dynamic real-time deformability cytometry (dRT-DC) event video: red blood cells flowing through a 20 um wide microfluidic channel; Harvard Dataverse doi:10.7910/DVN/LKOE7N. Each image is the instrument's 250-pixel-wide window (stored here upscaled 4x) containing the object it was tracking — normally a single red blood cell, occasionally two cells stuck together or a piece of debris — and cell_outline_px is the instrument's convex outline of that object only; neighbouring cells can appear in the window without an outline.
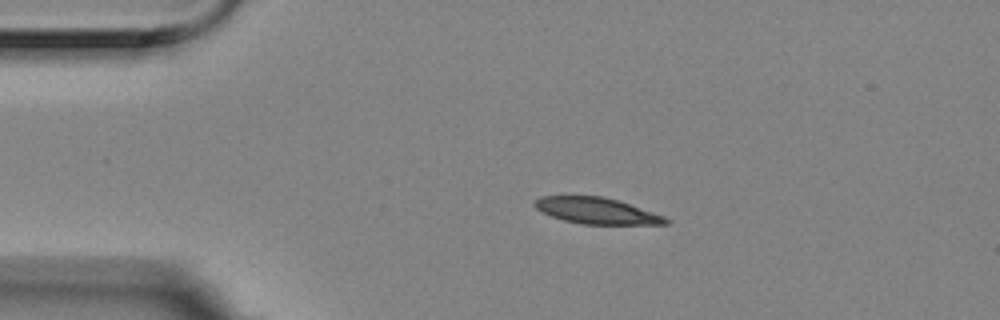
{"species": "Egyptian fruit bat (a non-hibernating species)", "species_latin": "Rousettus aegyptiacus", "temperature_condition": "room temperature", "stored_images_in_passage": 9, "camera_frame_rate_fps": 3000, "um_per_image_px": 0.085, "animal": {"sex": "female"}, "frame": {"image": 1, "passage_image": 1, "time_ms": 0.0, "image_size_px": [1000, 320], "cell_outline_px": [[672, 220], [668, 224], [580, 224], [564, 220], [552, 216], [536, 208], [532, 204], [540, 196], [604, 196], [664, 216]], "centroid_in_image_um": [50.71, 17.92], "position_along_channel_um": 34.3, "area_um2": 19.77}}
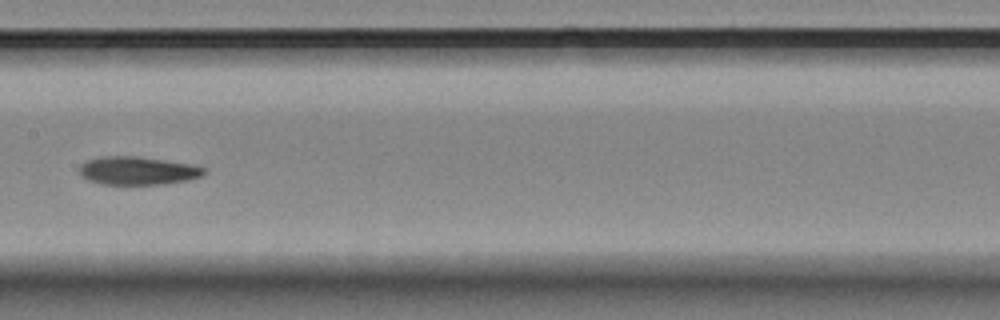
{"frame": {"image": 2, "passage_image": 6, "time_ms": 1.667, "image_size_px": [1000, 320], "cell_outline_px": [[204, 172], [200, 176], [188, 180], [164, 184], [100, 184], [88, 180], [80, 176], [80, 164], [88, 160], [100, 156], [136, 156], [164, 160], [188, 164], [204, 168]], "centroid_in_image_um": [11.63, 14.51], "position_along_channel_um": 195.8, "area_um2": 20.29}}
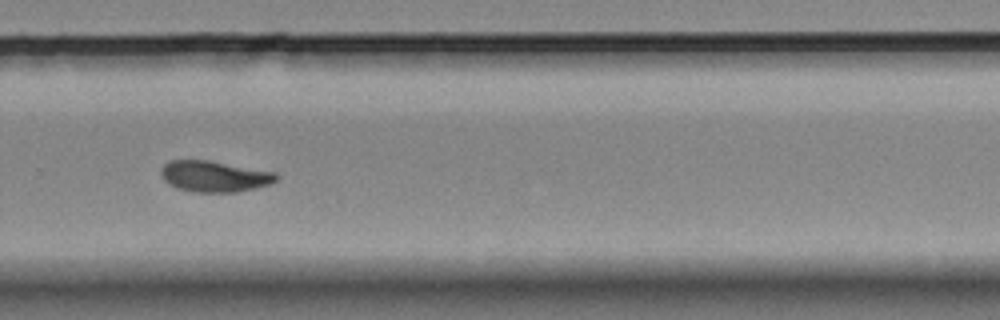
{"frame": {"image": 3, "passage_image": 9, "time_ms": 2.667, "image_size_px": [1000, 320], "cell_outline_px": [[280, 176], [276, 180], [268, 184], [256, 188], [236, 192], [196, 192], [180, 188], [164, 180], [160, 172], [164, 164], [168, 160], [208, 160], [276, 172]], "centroid_in_image_um": [18.25, 14.98], "position_along_channel_um": 311.5, "area_um2": 20.69}}